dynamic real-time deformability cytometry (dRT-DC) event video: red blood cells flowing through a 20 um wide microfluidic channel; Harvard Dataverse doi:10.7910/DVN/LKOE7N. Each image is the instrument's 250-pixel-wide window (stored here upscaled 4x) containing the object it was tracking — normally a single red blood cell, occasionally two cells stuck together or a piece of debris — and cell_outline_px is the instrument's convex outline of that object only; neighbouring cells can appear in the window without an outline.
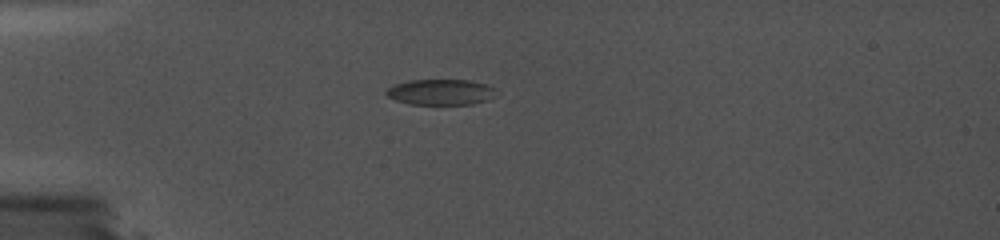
{"species": "common noctule bat (a hibernating species)", "species_latin": "Nyctalus noctula", "temperature_condition": "cold", "stored_images_in_passage": 28, "camera_frame_rate_fps": 5000, "um_per_image_px": 0.085, "animal": {"sex": "female", "body_mass_g": 19.0, "forearm_length_mm": 56.7}, "frame": {"image": 1, "passage_image": 1, "time_ms": 0.0, "image_size_px": [1000, 240], "cell_outline_px": [[496, 96], [488, 100], [472, 104], [408, 104], [396, 100], [388, 96], [384, 92], [388, 88], [396, 84], [408, 80], [472, 80], [496, 88]], "centroid_in_image_um": [37.49, 7.82], "position_along_channel_um": 47.5, "area_um2": 16.53}}
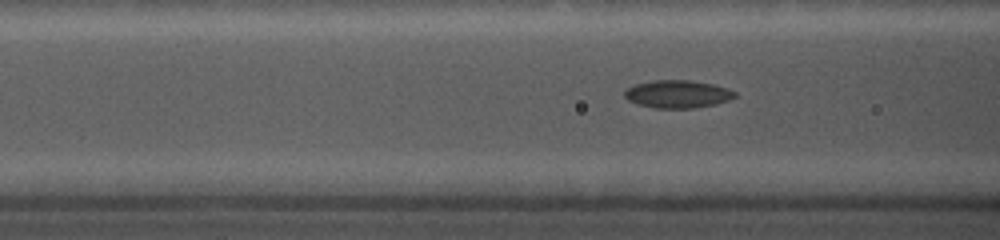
{"frame": {"image": 2, "passage_image": 13, "time_ms": 2.4, "image_size_px": [1000, 240], "cell_outline_px": [[736, 96], [728, 100], [716, 104], [692, 108], [656, 108], [640, 104], [628, 100], [624, 96], [624, 92], [628, 88], [636, 84], [652, 80], [688, 80], [712, 84], [728, 88], [736, 92]], "centroid_in_image_um": [57.61, 7.99], "position_along_channel_um": 109.0, "area_um2": 17.69}}
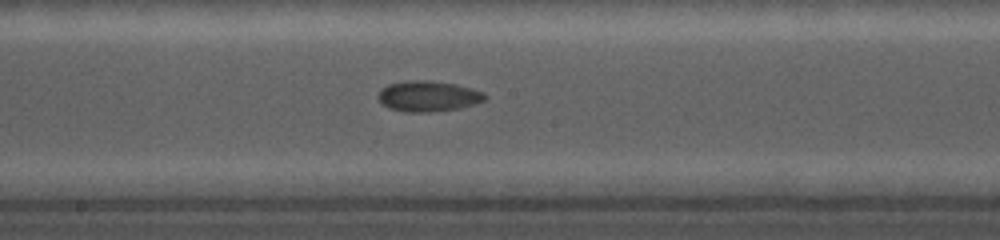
{"frame": {"image": 3, "passage_image": 27, "time_ms": 5.2, "image_size_px": [1000, 240], "cell_outline_px": [[488, 96], [484, 100], [460, 108], [428, 112], [404, 112], [388, 108], [376, 96], [380, 88], [388, 84], [408, 80], [428, 80], [456, 84], [472, 88], [484, 92]], "centroid_in_image_um": [36.37, 8.16], "position_along_channel_um": 211.8, "area_um2": 19.19}}